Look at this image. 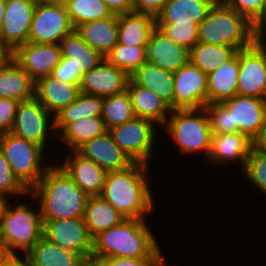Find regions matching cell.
<instances>
[{"label":"cell","instance_id":"50","mask_svg":"<svg viewBox=\"0 0 266 266\" xmlns=\"http://www.w3.org/2000/svg\"><path fill=\"white\" fill-rule=\"evenodd\" d=\"M252 148L266 154V118L259 133L252 141Z\"/></svg>","mask_w":266,"mask_h":266},{"label":"cell","instance_id":"39","mask_svg":"<svg viewBox=\"0 0 266 266\" xmlns=\"http://www.w3.org/2000/svg\"><path fill=\"white\" fill-rule=\"evenodd\" d=\"M241 175L246 177L259 193L266 195V154L252 148Z\"/></svg>","mask_w":266,"mask_h":266},{"label":"cell","instance_id":"47","mask_svg":"<svg viewBox=\"0 0 266 266\" xmlns=\"http://www.w3.org/2000/svg\"><path fill=\"white\" fill-rule=\"evenodd\" d=\"M168 0H132V12L156 17Z\"/></svg>","mask_w":266,"mask_h":266},{"label":"cell","instance_id":"31","mask_svg":"<svg viewBox=\"0 0 266 266\" xmlns=\"http://www.w3.org/2000/svg\"><path fill=\"white\" fill-rule=\"evenodd\" d=\"M103 98L80 92L77 99L54 115V128L58 135L69 123L79 119L102 115Z\"/></svg>","mask_w":266,"mask_h":266},{"label":"cell","instance_id":"48","mask_svg":"<svg viewBox=\"0 0 266 266\" xmlns=\"http://www.w3.org/2000/svg\"><path fill=\"white\" fill-rule=\"evenodd\" d=\"M0 266H31L26 254H6L0 255Z\"/></svg>","mask_w":266,"mask_h":266},{"label":"cell","instance_id":"57","mask_svg":"<svg viewBox=\"0 0 266 266\" xmlns=\"http://www.w3.org/2000/svg\"><path fill=\"white\" fill-rule=\"evenodd\" d=\"M266 16V0H264V18Z\"/></svg>","mask_w":266,"mask_h":266},{"label":"cell","instance_id":"24","mask_svg":"<svg viewBox=\"0 0 266 266\" xmlns=\"http://www.w3.org/2000/svg\"><path fill=\"white\" fill-rule=\"evenodd\" d=\"M126 90L135 117L151 120L159 127L165 125L172 109L163 99L151 90L135 85L130 79Z\"/></svg>","mask_w":266,"mask_h":266},{"label":"cell","instance_id":"53","mask_svg":"<svg viewBox=\"0 0 266 266\" xmlns=\"http://www.w3.org/2000/svg\"><path fill=\"white\" fill-rule=\"evenodd\" d=\"M8 202H10L9 197L0 192V219L4 215Z\"/></svg>","mask_w":266,"mask_h":266},{"label":"cell","instance_id":"49","mask_svg":"<svg viewBox=\"0 0 266 266\" xmlns=\"http://www.w3.org/2000/svg\"><path fill=\"white\" fill-rule=\"evenodd\" d=\"M112 12L121 15L132 12V0H102Z\"/></svg>","mask_w":266,"mask_h":266},{"label":"cell","instance_id":"7","mask_svg":"<svg viewBox=\"0 0 266 266\" xmlns=\"http://www.w3.org/2000/svg\"><path fill=\"white\" fill-rule=\"evenodd\" d=\"M0 150L12 171L29 190L38 184L52 165L50 162H44L48 155L44 154L42 147L11 132L0 135Z\"/></svg>","mask_w":266,"mask_h":266},{"label":"cell","instance_id":"10","mask_svg":"<svg viewBox=\"0 0 266 266\" xmlns=\"http://www.w3.org/2000/svg\"><path fill=\"white\" fill-rule=\"evenodd\" d=\"M74 30L65 6L36 3L28 42L59 44Z\"/></svg>","mask_w":266,"mask_h":266},{"label":"cell","instance_id":"30","mask_svg":"<svg viewBox=\"0 0 266 266\" xmlns=\"http://www.w3.org/2000/svg\"><path fill=\"white\" fill-rule=\"evenodd\" d=\"M108 131L101 116L79 119L69 123L58 135L57 140L68 151H76L85 142Z\"/></svg>","mask_w":266,"mask_h":266},{"label":"cell","instance_id":"18","mask_svg":"<svg viewBox=\"0 0 266 266\" xmlns=\"http://www.w3.org/2000/svg\"><path fill=\"white\" fill-rule=\"evenodd\" d=\"M223 103L232 111L233 126L253 141L266 118V99L237 94Z\"/></svg>","mask_w":266,"mask_h":266},{"label":"cell","instance_id":"1","mask_svg":"<svg viewBox=\"0 0 266 266\" xmlns=\"http://www.w3.org/2000/svg\"><path fill=\"white\" fill-rule=\"evenodd\" d=\"M150 167L134 162L126 169L107 172L100 196L126 219H147L146 216L155 211Z\"/></svg>","mask_w":266,"mask_h":266},{"label":"cell","instance_id":"20","mask_svg":"<svg viewBox=\"0 0 266 266\" xmlns=\"http://www.w3.org/2000/svg\"><path fill=\"white\" fill-rule=\"evenodd\" d=\"M251 149L252 140L241 132L212 135V148L207 162L216 165V168L240 162L241 172Z\"/></svg>","mask_w":266,"mask_h":266},{"label":"cell","instance_id":"46","mask_svg":"<svg viewBox=\"0 0 266 266\" xmlns=\"http://www.w3.org/2000/svg\"><path fill=\"white\" fill-rule=\"evenodd\" d=\"M83 73L80 68H77L72 62L71 58L62 57L60 63L54 68L52 76L60 81L81 83Z\"/></svg>","mask_w":266,"mask_h":266},{"label":"cell","instance_id":"13","mask_svg":"<svg viewBox=\"0 0 266 266\" xmlns=\"http://www.w3.org/2000/svg\"><path fill=\"white\" fill-rule=\"evenodd\" d=\"M174 76V109L204 108L208 104L207 74L191 62Z\"/></svg>","mask_w":266,"mask_h":266},{"label":"cell","instance_id":"54","mask_svg":"<svg viewBox=\"0 0 266 266\" xmlns=\"http://www.w3.org/2000/svg\"><path fill=\"white\" fill-rule=\"evenodd\" d=\"M69 0H35L38 4L66 6Z\"/></svg>","mask_w":266,"mask_h":266},{"label":"cell","instance_id":"28","mask_svg":"<svg viewBox=\"0 0 266 266\" xmlns=\"http://www.w3.org/2000/svg\"><path fill=\"white\" fill-rule=\"evenodd\" d=\"M155 27V17L149 14L129 12L118 15V43L147 46Z\"/></svg>","mask_w":266,"mask_h":266},{"label":"cell","instance_id":"25","mask_svg":"<svg viewBox=\"0 0 266 266\" xmlns=\"http://www.w3.org/2000/svg\"><path fill=\"white\" fill-rule=\"evenodd\" d=\"M217 0H168L155 17L156 24L201 23Z\"/></svg>","mask_w":266,"mask_h":266},{"label":"cell","instance_id":"36","mask_svg":"<svg viewBox=\"0 0 266 266\" xmlns=\"http://www.w3.org/2000/svg\"><path fill=\"white\" fill-rule=\"evenodd\" d=\"M135 117L127 90L103 98L101 118L107 129L121 125Z\"/></svg>","mask_w":266,"mask_h":266},{"label":"cell","instance_id":"33","mask_svg":"<svg viewBox=\"0 0 266 266\" xmlns=\"http://www.w3.org/2000/svg\"><path fill=\"white\" fill-rule=\"evenodd\" d=\"M31 266H76L83 258L44 236L26 253Z\"/></svg>","mask_w":266,"mask_h":266},{"label":"cell","instance_id":"9","mask_svg":"<svg viewBox=\"0 0 266 266\" xmlns=\"http://www.w3.org/2000/svg\"><path fill=\"white\" fill-rule=\"evenodd\" d=\"M12 134L33 142L45 151L51 140L57 139L54 128V116L50 114L39 100L34 97L21 101L18 105L14 125L10 131ZM52 136V138H50Z\"/></svg>","mask_w":266,"mask_h":266},{"label":"cell","instance_id":"5","mask_svg":"<svg viewBox=\"0 0 266 266\" xmlns=\"http://www.w3.org/2000/svg\"><path fill=\"white\" fill-rule=\"evenodd\" d=\"M10 201L0 219V247L3 253L24 255L43 236L40 207L35 209L27 201L19 204Z\"/></svg>","mask_w":266,"mask_h":266},{"label":"cell","instance_id":"42","mask_svg":"<svg viewBox=\"0 0 266 266\" xmlns=\"http://www.w3.org/2000/svg\"><path fill=\"white\" fill-rule=\"evenodd\" d=\"M0 192L13 199L19 196L27 197L30 190L19 180L12 171L4 153L0 150ZM26 195V196H25Z\"/></svg>","mask_w":266,"mask_h":266},{"label":"cell","instance_id":"45","mask_svg":"<svg viewBox=\"0 0 266 266\" xmlns=\"http://www.w3.org/2000/svg\"><path fill=\"white\" fill-rule=\"evenodd\" d=\"M19 103L12 98H0V135L11 131Z\"/></svg>","mask_w":266,"mask_h":266},{"label":"cell","instance_id":"12","mask_svg":"<svg viewBox=\"0 0 266 266\" xmlns=\"http://www.w3.org/2000/svg\"><path fill=\"white\" fill-rule=\"evenodd\" d=\"M43 236L61 248L79 254L82 258L91 257L93 237L88 231L84 218L43 220Z\"/></svg>","mask_w":266,"mask_h":266},{"label":"cell","instance_id":"41","mask_svg":"<svg viewBox=\"0 0 266 266\" xmlns=\"http://www.w3.org/2000/svg\"><path fill=\"white\" fill-rule=\"evenodd\" d=\"M167 37L172 39L176 44L191 50L198 42L199 23L190 24H156Z\"/></svg>","mask_w":266,"mask_h":266},{"label":"cell","instance_id":"34","mask_svg":"<svg viewBox=\"0 0 266 266\" xmlns=\"http://www.w3.org/2000/svg\"><path fill=\"white\" fill-rule=\"evenodd\" d=\"M62 57L71 58V62L82 73L93 69L104 57L91 48L74 30L60 41Z\"/></svg>","mask_w":266,"mask_h":266},{"label":"cell","instance_id":"40","mask_svg":"<svg viewBox=\"0 0 266 266\" xmlns=\"http://www.w3.org/2000/svg\"><path fill=\"white\" fill-rule=\"evenodd\" d=\"M210 120L212 135L240 132L237 126H233L232 111L223 103H209L205 107Z\"/></svg>","mask_w":266,"mask_h":266},{"label":"cell","instance_id":"8","mask_svg":"<svg viewBox=\"0 0 266 266\" xmlns=\"http://www.w3.org/2000/svg\"><path fill=\"white\" fill-rule=\"evenodd\" d=\"M158 127L151 120L134 117L132 120L108 129V132L113 141L133 162L150 165L149 159L154 155L152 153L155 150L153 148L157 146L156 129Z\"/></svg>","mask_w":266,"mask_h":266},{"label":"cell","instance_id":"4","mask_svg":"<svg viewBox=\"0 0 266 266\" xmlns=\"http://www.w3.org/2000/svg\"><path fill=\"white\" fill-rule=\"evenodd\" d=\"M255 26L244 16L217 0L199 24L198 42L227 45L236 51L255 41Z\"/></svg>","mask_w":266,"mask_h":266},{"label":"cell","instance_id":"55","mask_svg":"<svg viewBox=\"0 0 266 266\" xmlns=\"http://www.w3.org/2000/svg\"><path fill=\"white\" fill-rule=\"evenodd\" d=\"M76 266H96L95 258L88 257L83 258L80 262L76 264Z\"/></svg>","mask_w":266,"mask_h":266},{"label":"cell","instance_id":"44","mask_svg":"<svg viewBox=\"0 0 266 266\" xmlns=\"http://www.w3.org/2000/svg\"><path fill=\"white\" fill-rule=\"evenodd\" d=\"M96 266H168L165 258H95Z\"/></svg>","mask_w":266,"mask_h":266},{"label":"cell","instance_id":"32","mask_svg":"<svg viewBox=\"0 0 266 266\" xmlns=\"http://www.w3.org/2000/svg\"><path fill=\"white\" fill-rule=\"evenodd\" d=\"M126 218L101 196H90L87 201L84 222L92 237L99 232L120 224Z\"/></svg>","mask_w":266,"mask_h":266},{"label":"cell","instance_id":"11","mask_svg":"<svg viewBox=\"0 0 266 266\" xmlns=\"http://www.w3.org/2000/svg\"><path fill=\"white\" fill-rule=\"evenodd\" d=\"M238 58V94L266 99V49L255 40Z\"/></svg>","mask_w":266,"mask_h":266},{"label":"cell","instance_id":"21","mask_svg":"<svg viewBox=\"0 0 266 266\" xmlns=\"http://www.w3.org/2000/svg\"><path fill=\"white\" fill-rule=\"evenodd\" d=\"M146 53L147 59L173 73L190 62V50L176 44L157 27L152 31Z\"/></svg>","mask_w":266,"mask_h":266},{"label":"cell","instance_id":"19","mask_svg":"<svg viewBox=\"0 0 266 266\" xmlns=\"http://www.w3.org/2000/svg\"><path fill=\"white\" fill-rule=\"evenodd\" d=\"M76 151L83 157L92 160L106 172L123 170L134 163L113 141L108 131L85 142Z\"/></svg>","mask_w":266,"mask_h":266},{"label":"cell","instance_id":"17","mask_svg":"<svg viewBox=\"0 0 266 266\" xmlns=\"http://www.w3.org/2000/svg\"><path fill=\"white\" fill-rule=\"evenodd\" d=\"M55 162L89 197L100 196L107 174L103 168L77 151H68L62 161Z\"/></svg>","mask_w":266,"mask_h":266},{"label":"cell","instance_id":"2","mask_svg":"<svg viewBox=\"0 0 266 266\" xmlns=\"http://www.w3.org/2000/svg\"><path fill=\"white\" fill-rule=\"evenodd\" d=\"M29 197L38 202L42 220L84 218L89 196L54 161ZM34 200V201H33Z\"/></svg>","mask_w":266,"mask_h":266},{"label":"cell","instance_id":"29","mask_svg":"<svg viewBox=\"0 0 266 266\" xmlns=\"http://www.w3.org/2000/svg\"><path fill=\"white\" fill-rule=\"evenodd\" d=\"M35 97V81L13 59L0 70V98H12L19 102Z\"/></svg>","mask_w":266,"mask_h":266},{"label":"cell","instance_id":"3","mask_svg":"<svg viewBox=\"0 0 266 266\" xmlns=\"http://www.w3.org/2000/svg\"><path fill=\"white\" fill-rule=\"evenodd\" d=\"M147 219H125L93 237V258H165Z\"/></svg>","mask_w":266,"mask_h":266},{"label":"cell","instance_id":"16","mask_svg":"<svg viewBox=\"0 0 266 266\" xmlns=\"http://www.w3.org/2000/svg\"><path fill=\"white\" fill-rule=\"evenodd\" d=\"M129 76L103 58L93 69L83 73L80 92L99 97H109L124 92Z\"/></svg>","mask_w":266,"mask_h":266},{"label":"cell","instance_id":"27","mask_svg":"<svg viewBox=\"0 0 266 266\" xmlns=\"http://www.w3.org/2000/svg\"><path fill=\"white\" fill-rule=\"evenodd\" d=\"M239 58L237 53L207 75L208 104L223 102L237 95Z\"/></svg>","mask_w":266,"mask_h":266},{"label":"cell","instance_id":"23","mask_svg":"<svg viewBox=\"0 0 266 266\" xmlns=\"http://www.w3.org/2000/svg\"><path fill=\"white\" fill-rule=\"evenodd\" d=\"M80 37L102 57L118 43V15L82 23L75 28Z\"/></svg>","mask_w":266,"mask_h":266},{"label":"cell","instance_id":"51","mask_svg":"<svg viewBox=\"0 0 266 266\" xmlns=\"http://www.w3.org/2000/svg\"><path fill=\"white\" fill-rule=\"evenodd\" d=\"M13 60V50L0 39V70Z\"/></svg>","mask_w":266,"mask_h":266},{"label":"cell","instance_id":"14","mask_svg":"<svg viewBox=\"0 0 266 266\" xmlns=\"http://www.w3.org/2000/svg\"><path fill=\"white\" fill-rule=\"evenodd\" d=\"M61 58V47L57 43L27 42L13 51V59L35 82L42 77L52 75Z\"/></svg>","mask_w":266,"mask_h":266},{"label":"cell","instance_id":"43","mask_svg":"<svg viewBox=\"0 0 266 266\" xmlns=\"http://www.w3.org/2000/svg\"><path fill=\"white\" fill-rule=\"evenodd\" d=\"M255 27L264 19V0H221Z\"/></svg>","mask_w":266,"mask_h":266},{"label":"cell","instance_id":"35","mask_svg":"<svg viewBox=\"0 0 266 266\" xmlns=\"http://www.w3.org/2000/svg\"><path fill=\"white\" fill-rule=\"evenodd\" d=\"M236 53L234 48L227 45L196 42L190 50V62L208 75L230 60Z\"/></svg>","mask_w":266,"mask_h":266},{"label":"cell","instance_id":"37","mask_svg":"<svg viewBox=\"0 0 266 266\" xmlns=\"http://www.w3.org/2000/svg\"><path fill=\"white\" fill-rule=\"evenodd\" d=\"M65 7L74 28L82 23L105 19L112 15L102 0H69Z\"/></svg>","mask_w":266,"mask_h":266},{"label":"cell","instance_id":"22","mask_svg":"<svg viewBox=\"0 0 266 266\" xmlns=\"http://www.w3.org/2000/svg\"><path fill=\"white\" fill-rule=\"evenodd\" d=\"M79 93V84L60 81L52 75L42 77L35 82V97L53 116L74 102Z\"/></svg>","mask_w":266,"mask_h":266},{"label":"cell","instance_id":"52","mask_svg":"<svg viewBox=\"0 0 266 266\" xmlns=\"http://www.w3.org/2000/svg\"><path fill=\"white\" fill-rule=\"evenodd\" d=\"M255 40L266 49V16L255 27Z\"/></svg>","mask_w":266,"mask_h":266},{"label":"cell","instance_id":"6","mask_svg":"<svg viewBox=\"0 0 266 266\" xmlns=\"http://www.w3.org/2000/svg\"><path fill=\"white\" fill-rule=\"evenodd\" d=\"M162 128L165 131L161 132L178 145L180 154L202 153L207 161L212 148V132L205 108L172 109Z\"/></svg>","mask_w":266,"mask_h":266},{"label":"cell","instance_id":"15","mask_svg":"<svg viewBox=\"0 0 266 266\" xmlns=\"http://www.w3.org/2000/svg\"><path fill=\"white\" fill-rule=\"evenodd\" d=\"M35 0H7L0 39L13 51L28 42Z\"/></svg>","mask_w":266,"mask_h":266},{"label":"cell","instance_id":"26","mask_svg":"<svg viewBox=\"0 0 266 266\" xmlns=\"http://www.w3.org/2000/svg\"><path fill=\"white\" fill-rule=\"evenodd\" d=\"M129 79L135 85L156 93L171 109H174L173 72L163 70L155 62L146 59L145 64L131 74Z\"/></svg>","mask_w":266,"mask_h":266},{"label":"cell","instance_id":"56","mask_svg":"<svg viewBox=\"0 0 266 266\" xmlns=\"http://www.w3.org/2000/svg\"><path fill=\"white\" fill-rule=\"evenodd\" d=\"M7 0H0V29L3 22L4 14H5V4Z\"/></svg>","mask_w":266,"mask_h":266},{"label":"cell","instance_id":"38","mask_svg":"<svg viewBox=\"0 0 266 266\" xmlns=\"http://www.w3.org/2000/svg\"><path fill=\"white\" fill-rule=\"evenodd\" d=\"M146 51L147 46H130L117 43L105 58L130 76L145 64Z\"/></svg>","mask_w":266,"mask_h":266}]
</instances>
